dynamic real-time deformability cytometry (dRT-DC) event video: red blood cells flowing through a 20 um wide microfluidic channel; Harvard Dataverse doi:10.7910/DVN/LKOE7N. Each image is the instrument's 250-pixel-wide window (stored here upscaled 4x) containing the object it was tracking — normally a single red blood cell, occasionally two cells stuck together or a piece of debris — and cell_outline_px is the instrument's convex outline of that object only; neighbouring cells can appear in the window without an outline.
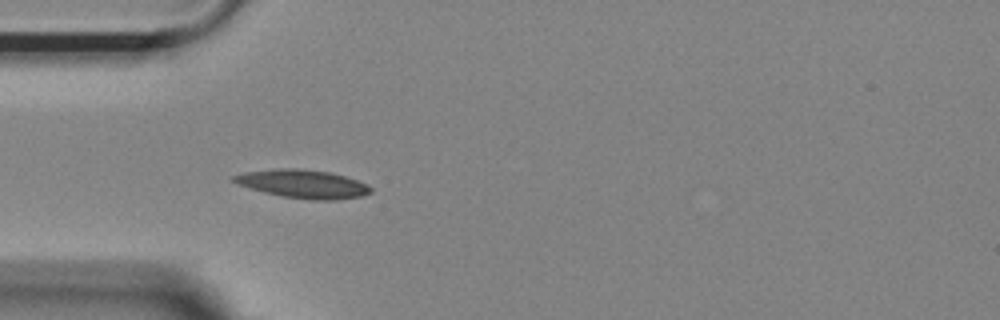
{"species": "Egyptian fruit bat (a non-hibernating species)", "species_latin": "Rousettus aegyptiacus", "temperature_condition": "room temperature", "stored_images_in_passage": 39, "camera_frame_rate_fps": 3000, "um_per_image_px": 0.085, "animal": {"sex": "female"}, "frame": {"image": 1, "passage_image": 1, "time_ms": 0.0, "image_size_px": [1000, 320], "cell_outline_px": [[372, 192], [360, 196], [336, 200], [312, 200], [280, 196], [248, 188], [236, 184], [228, 180], [228, 176], [244, 172], [276, 168], [296, 168], [328, 172], [344, 176], [368, 184], [372, 188]], "centroid_in_image_um": [25.65, 15.63], "position_along_channel_um": 59.3, "area_um2": 22.95}}
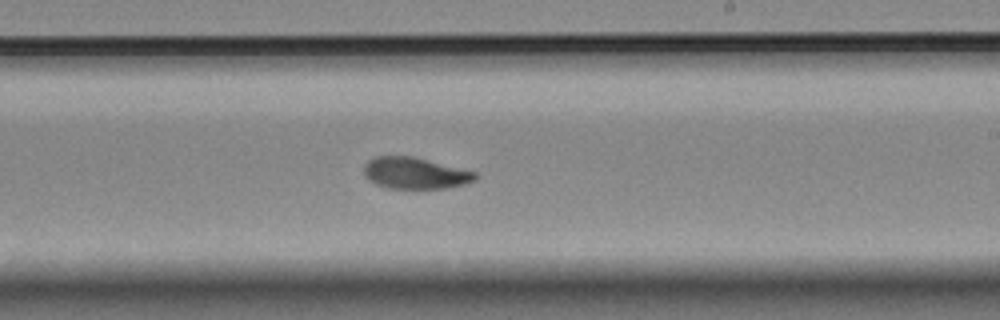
{"frame": {"image": 2, "passage_image": 17, "time_ms": 5.333, "image_size_px": [1000, 320], "cell_outline_px": [[480, 176], [476, 180], [464, 184], [444, 188], [388, 188], [376, 184], [368, 180], [364, 176], [364, 164], [368, 160], [376, 156], [412, 156], [476, 172]], "centroid_in_image_um": [35.27, 14.71], "position_along_channel_um": 253.7, "area_um2": 20.4}}
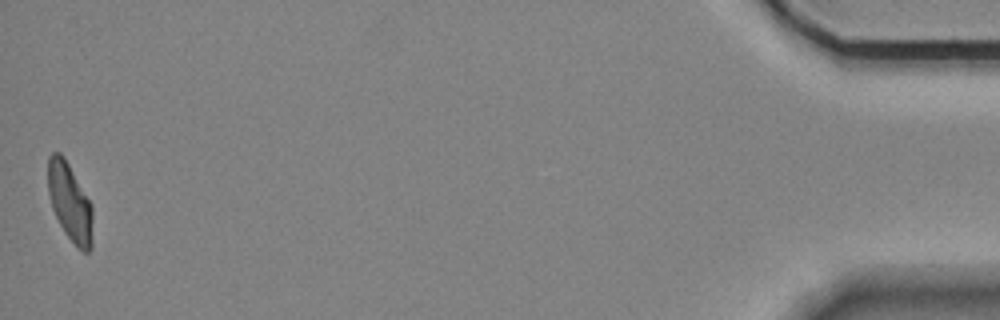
{"frame": {"image": 3, "passage_image": 39, "time_ms": 12.667, "image_size_px": [1000, 320], "cell_outline_px": [[92, 248], [88, 252], [84, 252], [76, 248], [64, 232], [52, 208], [48, 192], [48, 156], [52, 152], [60, 152], [64, 156], [92, 204]], "centroid_in_image_um": [5.94, 17.21], "position_along_channel_um": 429.3, "area_um2": 20.52}, "authors_computed_cell_mechanics": {"area_um2": 20.9236, "velocity_mm_per_s": 3.6779, "shape_relaxation_time_tau1_ms": 6.4734, "shape_relaxation_time_tau2_ms": 2.21, "deformation_change_tau1": 0.1768, "deformation_change_tau2": 0.075}}